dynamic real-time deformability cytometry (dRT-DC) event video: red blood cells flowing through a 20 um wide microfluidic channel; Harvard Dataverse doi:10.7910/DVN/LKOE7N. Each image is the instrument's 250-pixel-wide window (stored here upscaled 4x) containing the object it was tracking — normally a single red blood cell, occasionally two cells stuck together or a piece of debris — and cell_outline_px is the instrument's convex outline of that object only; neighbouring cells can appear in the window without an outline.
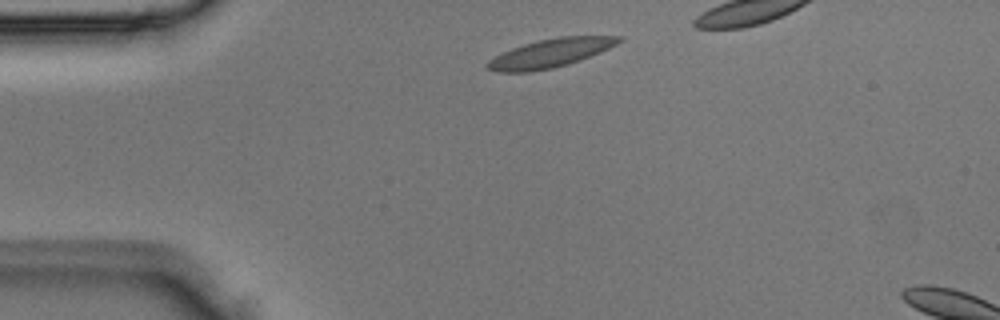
{"species": "Egyptian fruit bat (a non-hibernating species)", "species_latin": "Rousettus aegyptiacus", "temperature_condition": "room temperature", "stored_images_in_passage": 2, "camera_frame_rate_fps": 3000, "um_per_image_px": 0.085, "animal": {"sex": "male"}, "frame": {"image": 1, "passage_image": 1, "time_ms": 0.0, "image_size_px": [1000, 320], "cell_outline_px": [[624, 40], [600, 52], [580, 60], [568, 64], [552, 68], [528, 72], [496, 72], [484, 68], [484, 64], [488, 60], [512, 48], [524, 44], [540, 40], [560, 36], [624, 36]], "centroid_in_image_um": [46.76, 4.52], "position_along_channel_um": 38.2, "area_um2": 21.79}}